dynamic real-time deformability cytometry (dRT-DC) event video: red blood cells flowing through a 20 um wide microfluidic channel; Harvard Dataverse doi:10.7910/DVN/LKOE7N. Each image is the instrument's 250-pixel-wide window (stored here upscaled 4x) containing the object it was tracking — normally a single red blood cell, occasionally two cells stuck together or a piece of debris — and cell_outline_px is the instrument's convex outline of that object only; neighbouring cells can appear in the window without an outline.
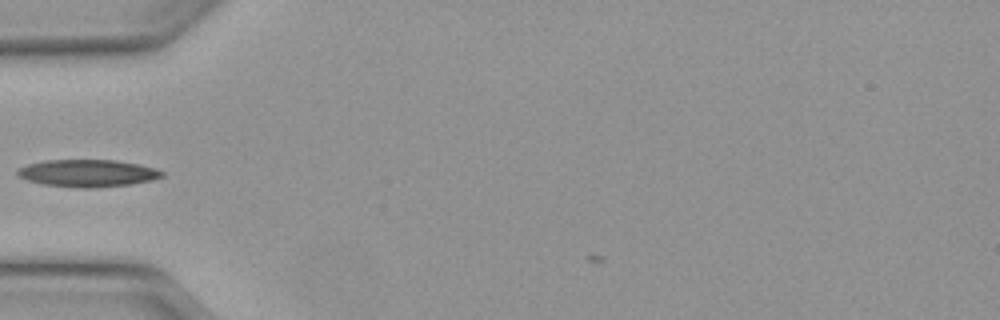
{"species": "Egyptian fruit bat (a non-hibernating species)", "species_latin": "Rousettus aegyptiacus", "temperature_condition": "warm", "stored_images_in_passage": 28, "camera_frame_rate_fps": 3000, "um_per_image_px": 0.085, "animal": {"sex": "female"}, "frame": {"image": 1, "passage_image": 5, "time_ms": 1.333, "image_size_px": [1000, 320], "cell_outline_px": [[164, 176], [152, 180], [132, 184], [96, 188], [76, 188], [44, 184], [28, 180], [16, 176], [16, 172], [20, 168], [28, 164], [44, 160], [116, 160], [140, 164], [156, 168], [164, 172]], "centroid_in_image_um": [7.48, 14.72], "position_along_channel_um": 77.5, "area_um2": 23.18}}
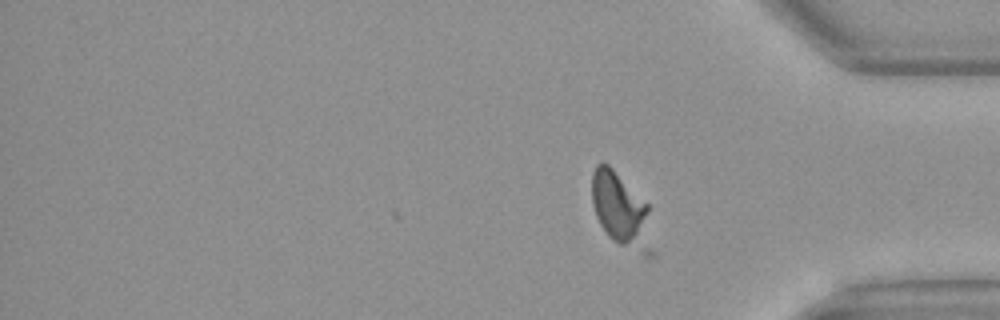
{"frame": {"image": 2, "passage_image": 28, "time_ms": 9.0, "image_size_px": [1000, 320], "cell_outline_px": [[656, 256], [644, 256], [612, 240], [608, 236], [600, 224], [596, 216], [592, 204], [592, 172], [596, 164], [600, 160], [604, 160], [648, 204], [656, 252]], "centroid_in_image_um": [52.85, 17.93], "position_along_channel_um": 382.4, "area_um2": 26.93}}